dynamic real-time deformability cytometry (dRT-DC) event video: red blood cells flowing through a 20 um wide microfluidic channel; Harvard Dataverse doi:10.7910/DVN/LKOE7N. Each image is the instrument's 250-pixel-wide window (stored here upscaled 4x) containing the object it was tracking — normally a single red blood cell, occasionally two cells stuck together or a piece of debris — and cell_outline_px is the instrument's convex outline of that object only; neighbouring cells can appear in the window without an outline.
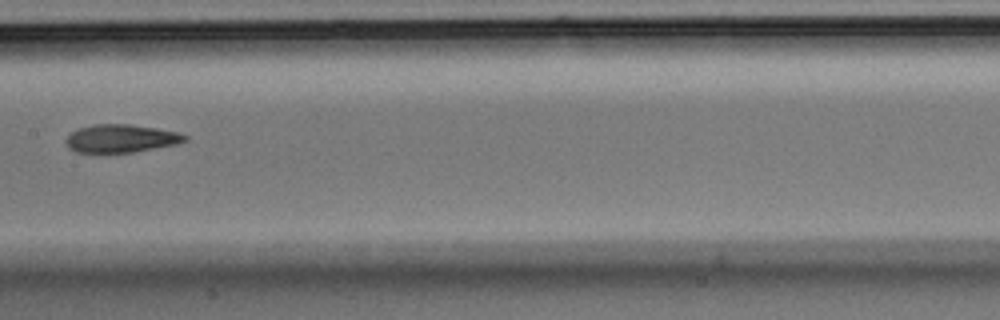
{"species": "Egyptian fruit bat (a non-hibernating species)", "species_latin": "Rousettus aegyptiacus", "temperature_condition": "room temperature", "stored_images_in_passage": 4, "camera_frame_rate_fps": 3000, "um_per_image_px": 0.085, "animal": {"sex": "male"}, "frame": {"image": 1, "passage_image": 4, "time_ms": 1.0, "image_size_px": [1000, 320], "cell_outline_px": [[188, 140], [176, 144], [132, 152], [76, 152], [68, 148], [64, 140], [72, 132], [80, 128], [96, 124], [128, 124], [156, 128], [176, 132], [188, 136]], "centroid_in_image_um": [10.27, 11.77], "position_along_channel_um": 197.1, "area_um2": 19.19}}